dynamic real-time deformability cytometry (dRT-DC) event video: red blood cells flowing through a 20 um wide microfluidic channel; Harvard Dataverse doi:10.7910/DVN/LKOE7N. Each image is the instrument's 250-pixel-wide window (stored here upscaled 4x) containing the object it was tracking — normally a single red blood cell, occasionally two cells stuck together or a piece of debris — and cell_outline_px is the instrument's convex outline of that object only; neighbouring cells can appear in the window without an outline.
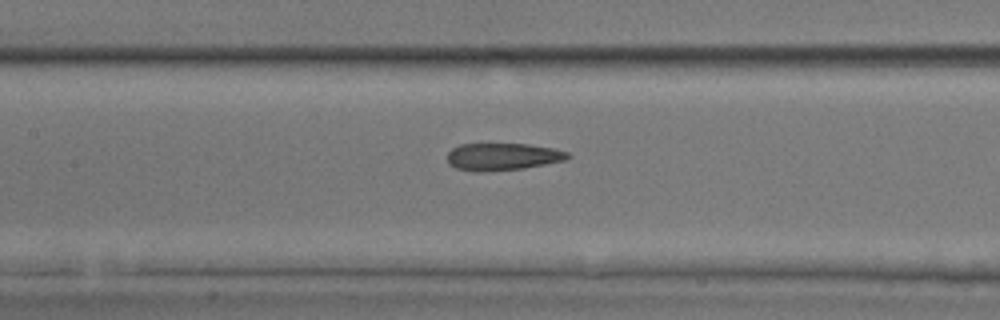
{"species": "common noctule bat (a hibernating species)", "species_latin": "Nyctalus noctula", "temperature_condition": "room temperature", "stored_images_in_passage": 18, "camera_frame_rate_fps": 3000, "um_per_image_px": 0.085, "animal": {"sex": "male", "body_mass_g": 17.9, "forearm_length_mm": 54.2}, "frame": {"image": 1, "passage_image": 13, "time_ms": 4.0, "image_size_px": [1000, 320], "cell_outline_px": [[572, 156], [564, 160], [524, 168], [484, 172], [476, 172], [456, 168], [448, 164], [448, 152], [452, 148], [460, 144], [528, 144], [552, 148], [568, 152]], "centroid_in_image_um": [42.69, 13.32], "position_along_channel_um": 164.7, "area_um2": 19.13}}